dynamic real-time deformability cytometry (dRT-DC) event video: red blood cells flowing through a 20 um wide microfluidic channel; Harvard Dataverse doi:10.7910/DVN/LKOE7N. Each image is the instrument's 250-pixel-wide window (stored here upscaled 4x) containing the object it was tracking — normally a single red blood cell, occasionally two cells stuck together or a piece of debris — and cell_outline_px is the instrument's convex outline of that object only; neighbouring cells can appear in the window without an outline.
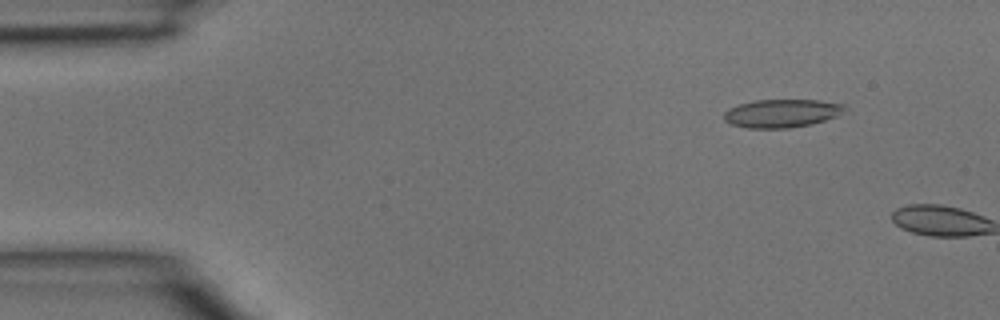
{"species": "common noctule bat (a hibernating species)", "species_latin": "Nyctalus noctula", "temperature_condition": "room temperature", "stored_images_in_passage": 3, "camera_frame_rate_fps": 3000, "um_per_image_px": 0.085, "animal": {"sex": "male", "body_mass_g": 15.6}, "frame": {"image": 1, "passage_image": 2, "time_ms": 0.333, "image_size_px": [1000, 320], "cell_outline_px": [[848, 108], [836, 116], [812, 124], [788, 128], [748, 128], [728, 124], [724, 120], [724, 112], [728, 108], [740, 104], [756, 100], [820, 100], [844, 104]], "centroid_in_image_um": [66.43, 9.63], "position_along_channel_um": 18.6, "area_um2": 19.94}}